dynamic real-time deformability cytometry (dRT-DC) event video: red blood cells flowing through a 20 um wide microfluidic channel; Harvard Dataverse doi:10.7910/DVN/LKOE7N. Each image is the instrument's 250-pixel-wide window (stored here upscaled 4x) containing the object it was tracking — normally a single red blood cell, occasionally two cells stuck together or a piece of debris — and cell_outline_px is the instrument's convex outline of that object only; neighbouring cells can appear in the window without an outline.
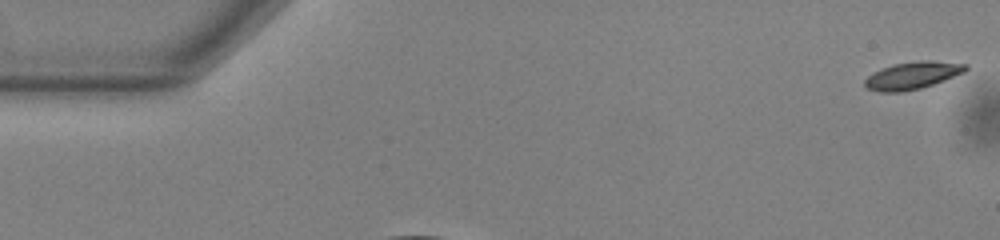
{"species": "common noctule bat (a hibernating species)", "species_latin": "Nyctalus noctula", "temperature_condition": "warm", "stored_images_in_passage": 14, "camera_frame_rate_fps": 3000, "um_per_image_px": 0.085, "animal": {"sex": "male", "body_mass_g": 13.0, "forearm_length_mm": 53.1}, "frame": {"image": 1, "passage_image": 1, "time_ms": 0.0, "image_size_px": [1000, 240], "cell_outline_px": [[968, 68], [964, 72], [944, 80], [920, 88], [900, 92], [880, 92], [868, 88], [864, 84], [864, 80], [868, 76], [892, 64], [920, 60], [932, 60], [968, 64]], "centroid_in_image_um": [77.58, 6.4], "position_along_channel_um": 7.4, "area_um2": 15.9}}
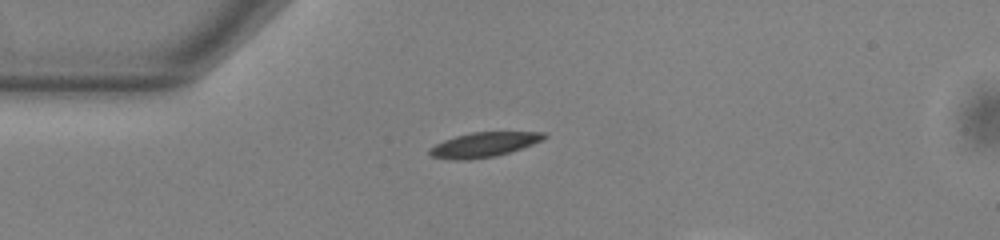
{"frame": {"image": 2, "passage_image": 14, "time_ms": 4.333, "image_size_px": [1000, 240], "cell_outline_px": [[548, 136], [532, 144], [496, 156], [468, 160], [456, 160], [432, 156], [428, 152], [428, 148], [444, 140], [456, 136], [472, 132], [544, 132]], "centroid_in_image_um": [41.09, 12.29], "position_along_channel_um": 43.9, "area_um2": 16.24}}